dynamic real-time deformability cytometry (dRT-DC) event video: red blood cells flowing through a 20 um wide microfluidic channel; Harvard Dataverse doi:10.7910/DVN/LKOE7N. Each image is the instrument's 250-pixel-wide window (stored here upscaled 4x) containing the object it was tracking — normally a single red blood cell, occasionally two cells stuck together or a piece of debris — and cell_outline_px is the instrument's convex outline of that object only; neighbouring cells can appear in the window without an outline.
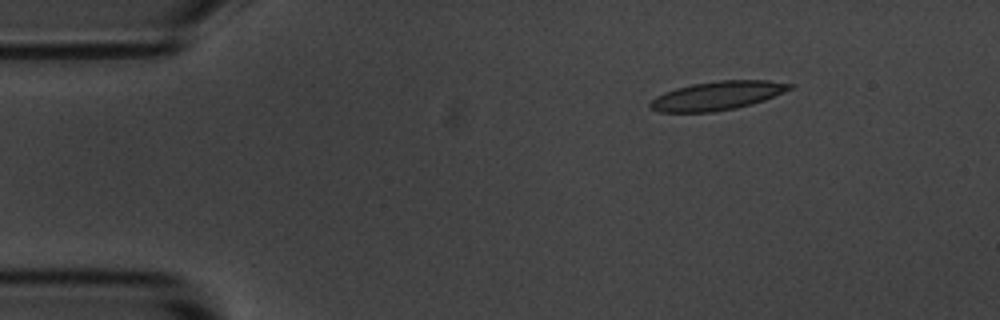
{"species": "common noctule bat (a hibernating species)", "species_latin": "Nyctalus noctula", "temperature_condition": "room temperature", "stored_images_in_passage": 48, "camera_frame_rate_fps": 3000, "um_per_image_px": 0.085, "animal": {"sex": "male", "body_mass_g": 20.1, "forearm_length_mm": 53.5}, "frame": {"image": 1, "passage_image": 1, "time_ms": 0.0, "image_size_px": [1000, 320], "cell_outline_px": [[796, 84], [792, 88], [784, 92], [764, 100], [752, 104], [736, 108], [712, 112], [660, 112], [652, 108], [648, 104], [656, 96], [664, 92], [676, 88], [692, 84], [720, 80], [768, 80]], "centroid_in_image_um": [60.99, 8.12], "position_along_channel_um": 24.0, "area_um2": 23.35}}
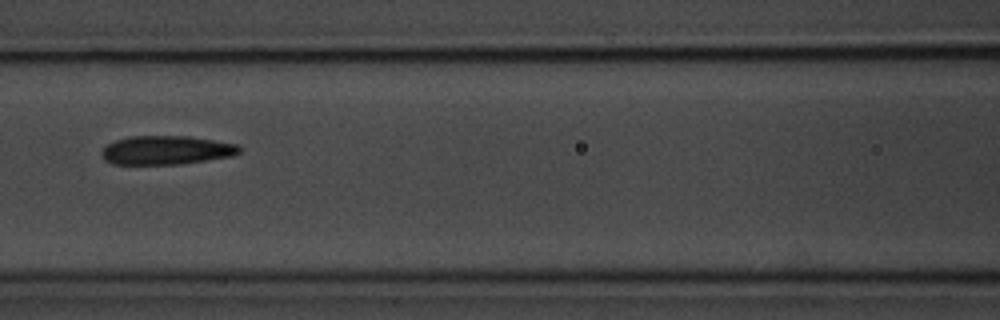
{"frame": {"image": 2, "passage_image": 17, "time_ms": 5.333, "image_size_px": [1000, 320], "cell_outline_px": [[240, 152], [232, 156], [180, 164], [112, 164], [104, 160], [104, 148], [108, 144], [116, 140], [128, 136], [192, 136], [236, 144], [240, 148]], "centroid_in_image_um": [14.15, 12.76], "position_along_channel_um": 152.4, "area_um2": 22.95}}
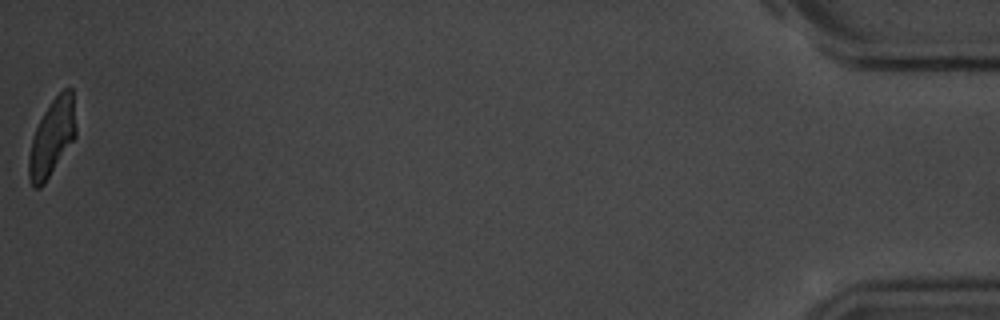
{"frame": {"image": 3, "passage_image": 48, "time_ms": 15.667, "image_size_px": [1000, 320], "cell_outline_px": [[76, 136], [44, 184], [40, 188], [32, 188], [28, 176], [28, 156], [32, 140], [36, 128], [44, 112], [52, 100], [64, 88], [72, 88], [76, 128]], "centroid_in_image_um": [4.41, 11.72], "position_along_channel_um": 430.8, "area_um2": 20.92}, "authors_computed_cell_mechanics": {"area_um2": 23.3512, "velocity_mm_per_s": 3.6453, "shape_relaxation_time_tau1_ms": 2.599, "shape_relaxation_time_tau2_ms": 2.1769, "deformation_change_tau1": 0.1289, "deformation_change_tau2": 0.1175}}